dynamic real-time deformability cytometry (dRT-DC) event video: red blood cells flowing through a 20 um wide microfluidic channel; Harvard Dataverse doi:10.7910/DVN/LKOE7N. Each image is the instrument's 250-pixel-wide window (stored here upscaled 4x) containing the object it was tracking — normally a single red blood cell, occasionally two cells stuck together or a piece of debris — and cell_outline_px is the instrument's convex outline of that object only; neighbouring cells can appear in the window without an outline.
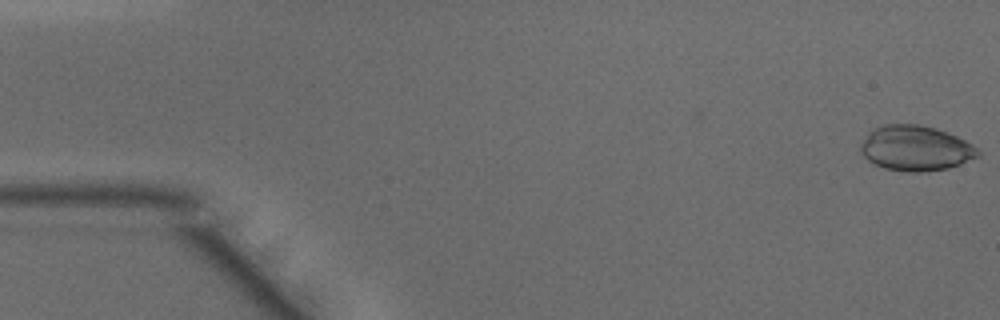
{"species": "common noctule bat (a hibernating species)", "species_latin": "Nyctalus noctula", "temperature_condition": "warm", "stored_images_in_passage": 4, "camera_frame_rate_fps": 3000, "um_per_image_px": 0.085, "animal": {"sex": "male", "body_mass_g": 15.6}, "frame": {"image": 1, "passage_image": 1, "time_ms": 0.0, "image_size_px": [1000, 320], "cell_outline_px": [[980, 156], [960, 164], [948, 168], [920, 172], [908, 172], [884, 168], [868, 160], [860, 152], [860, 144], [868, 132], [884, 124], [920, 124], [956, 136], [972, 144], [980, 152]], "centroid_in_image_um": [77.81, 12.6], "position_along_channel_um": 7.2, "area_um2": 30.69}}